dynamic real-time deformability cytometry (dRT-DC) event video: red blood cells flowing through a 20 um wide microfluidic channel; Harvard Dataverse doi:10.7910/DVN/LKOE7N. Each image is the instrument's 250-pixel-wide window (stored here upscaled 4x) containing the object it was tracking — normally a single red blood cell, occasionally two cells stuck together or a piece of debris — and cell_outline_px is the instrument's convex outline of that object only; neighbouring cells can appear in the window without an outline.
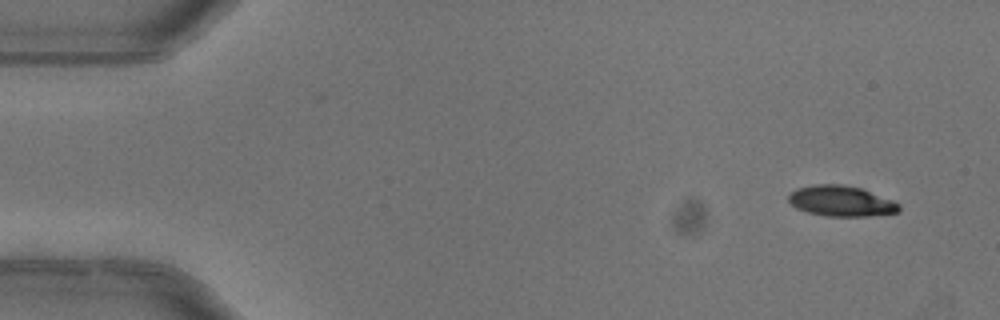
{"species": "common noctule bat (a hibernating species)", "species_latin": "Nyctalus noctula", "temperature_condition": "warm", "stored_images_in_passage": 3, "camera_frame_rate_fps": 3000, "um_per_image_px": 0.085, "animal": {"sex": "female"}, "frame": {"image": 1, "passage_image": 1, "time_ms": 0.0, "image_size_px": [1000, 320], "cell_outline_px": [[900, 212], [868, 216], [828, 216], [808, 212], [796, 208], [788, 200], [788, 196], [796, 188], [812, 184], [844, 184], [860, 188], [892, 200], [900, 204]], "centroid_in_image_um": [71.49, 17.08], "position_along_channel_um": 13.5, "area_um2": 19.65}}